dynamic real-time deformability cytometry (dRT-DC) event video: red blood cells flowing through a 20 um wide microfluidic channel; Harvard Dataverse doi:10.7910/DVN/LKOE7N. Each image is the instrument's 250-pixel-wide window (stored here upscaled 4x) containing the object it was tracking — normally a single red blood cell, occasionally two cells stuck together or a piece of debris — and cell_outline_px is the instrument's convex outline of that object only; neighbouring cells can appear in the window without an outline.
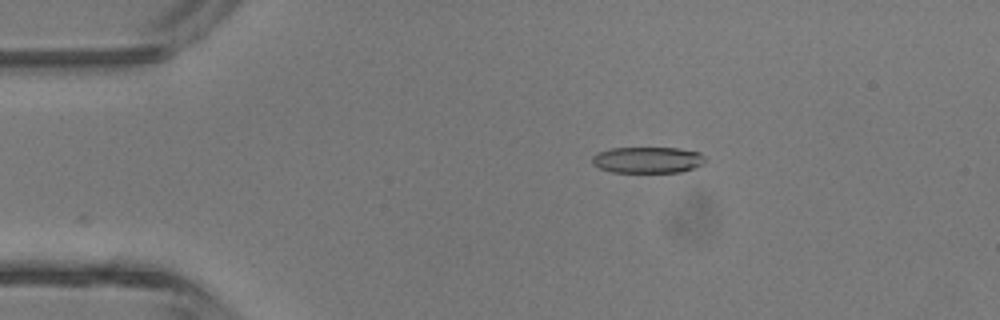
{"species": "common noctule bat (a hibernating species)", "species_latin": "Nyctalus noctula", "temperature_condition": "room temperature", "stored_images_in_passage": 3, "camera_frame_rate_fps": 3000, "um_per_image_px": 0.085, "animal": {"sex": "male", "body_mass_g": 13.3}, "frame": {"image": 1, "passage_image": 3, "time_ms": 2.333, "image_size_px": [1000, 320], "cell_outline_px": [[704, 164], [680, 172], [612, 172], [600, 168], [592, 164], [592, 156], [596, 152], [612, 148], [680, 148], [700, 152], [704, 156]], "centroid_in_image_um": [55.03, 13.59], "position_along_channel_um": 30.0, "area_um2": 17.34}}